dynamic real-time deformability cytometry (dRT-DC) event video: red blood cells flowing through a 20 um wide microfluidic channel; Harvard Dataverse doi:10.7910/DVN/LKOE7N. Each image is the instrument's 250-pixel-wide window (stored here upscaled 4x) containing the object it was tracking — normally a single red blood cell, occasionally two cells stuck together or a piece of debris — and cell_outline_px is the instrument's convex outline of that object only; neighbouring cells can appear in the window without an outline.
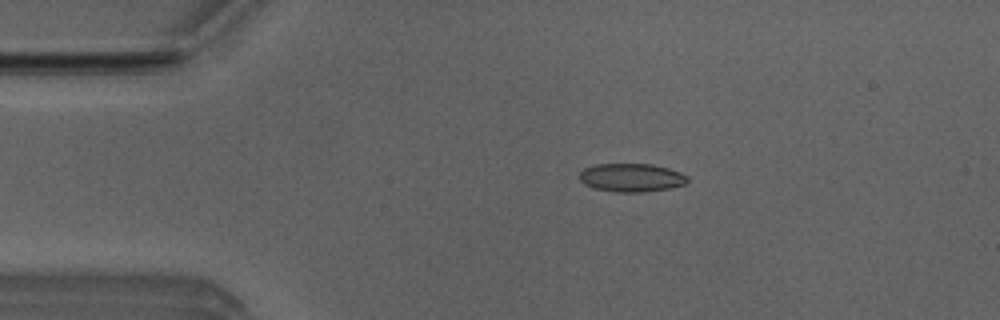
{"species": "Egyptian fruit bat (a non-hibernating species)", "species_latin": "Rousettus aegyptiacus", "temperature_condition": "room temperature", "stored_images_in_passage": 5, "camera_frame_rate_fps": 3000, "um_per_image_px": 0.085, "animal": {"sex": "male"}, "frame": {"image": 1, "passage_image": 2, "time_ms": 0.333, "image_size_px": [1000, 320], "cell_outline_px": [[688, 180], [684, 184], [668, 188], [644, 192], [616, 192], [596, 188], [584, 184], [580, 180], [580, 172], [584, 168], [596, 164], [652, 164], [668, 168], [680, 172], [688, 176]], "centroid_in_image_um": [53.67, 15.09], "position_along_channel_um": 31.3, "area_um2": 17.74}}
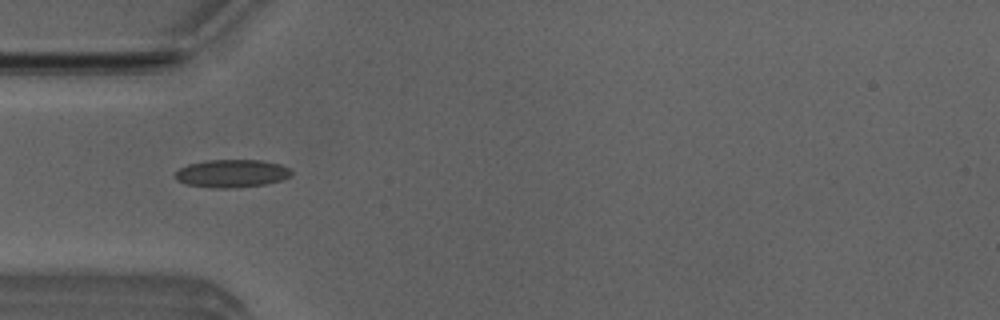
{"frame": {"image": 2, "passage_image": 3, "time_ms": 0.667, "image_size_px": [1000, 320], "cell_outline_px": [[292, 172], [284, 180], [264, 184], [232, 188], [212, 188], [184, 184], [176, 180], [172, 176], [180, 168], [188, 164], [204, 160], [260, 160], [280, 164], [288, 168]], "centroid_in_image_um": [19.64, 14.75], "position_along_channel_um": 65.4, "area_um2": 19.02}}